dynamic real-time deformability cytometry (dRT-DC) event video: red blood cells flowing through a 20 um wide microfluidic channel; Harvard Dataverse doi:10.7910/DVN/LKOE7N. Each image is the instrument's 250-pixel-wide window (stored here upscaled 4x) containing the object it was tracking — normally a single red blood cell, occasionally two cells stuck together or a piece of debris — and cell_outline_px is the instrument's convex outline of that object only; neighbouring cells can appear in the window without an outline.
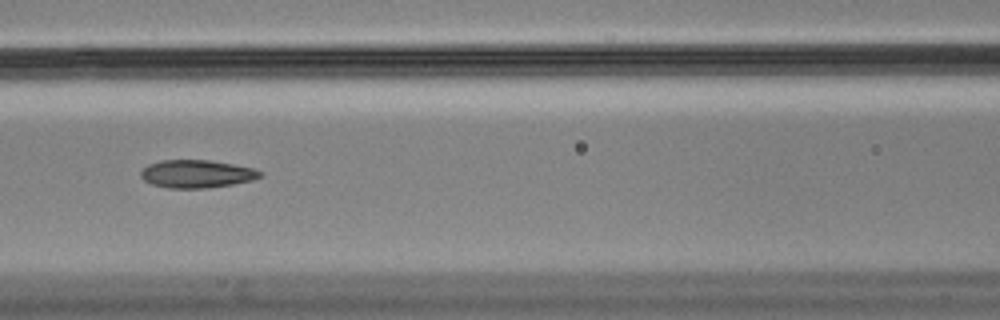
{"species": "Egyptian fruit bat (a non-hibernating species)", "species_latin": "Rousettus aegyptiacus", "temperature_condition": "cold", "stored_images_in_passage": 9, "camera_frame_rate_fps": 3000, "um_per_image_px": 0.085, "animal": {"sex": "male"}, "frame": {"image": 1, "passage_image": 7, "time_ms": 2.0, "image_size_px": [1000, 320], "cell_outline_px": [[260, 176], [252, 180], [232, 184], [204, 188], [168, 188], [152, 184], [144, 180], [140, 176], [140, 172], [148, 164], [160, 160], [208, 160], [232, 164], [252, 168], [260, 172]], "centroid_in_image_um": [16.65, 14.78], "position_along_channel_um": 149.9, "area_um2": 19.13}}
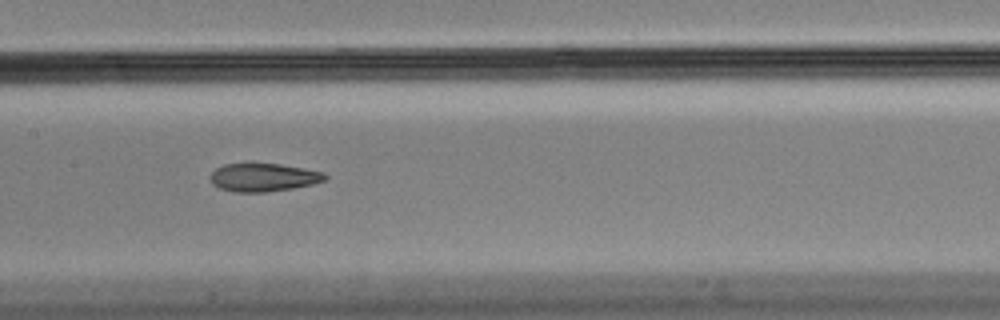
{"frame": {"image": 2, "passage_image": 8, "time_ms": 2.333, "image_size_px": [1000, 320], "cell_outline_px": [[328, 180], [312, 184], [292, 188], [264, 192], [232, 192], [220, 188], [212, 184], [208, 176], [216, 168], [224, 164], [248, 160], [252, 160], [280, 164], [304, 168], [324, 172], [328, 176]], "centroid_in_image_um": [22.35, 15.02], "position_along_channel_um": 185.1, "area_um2": 19.77}}
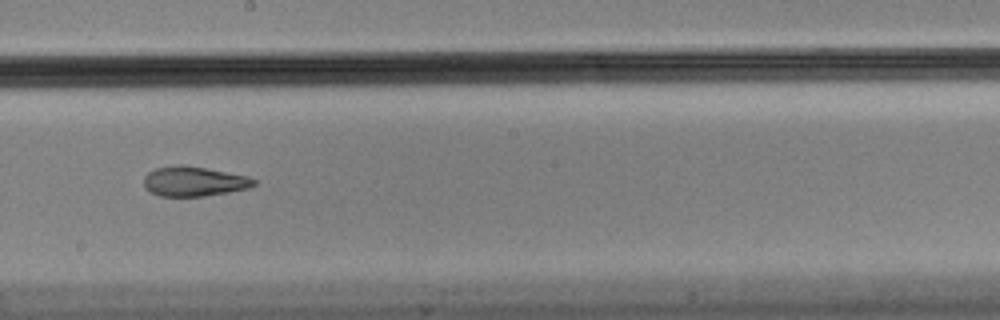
{"frame": {"image": 3, "passage_image": 9, "time_ms": 2.667, "image_size_px": [1000, 320], "cell_outline_px": [[256, 184], [248, 188], [228, 192], [204, 196], [160, 196], [152, 192], [144, 184], [144, 176], [148, 172], [156, 168], [180, 164], [184, 164], [248, 176], [256, 180]], "centroid_in_image_um": [16.49, 15.41], "position_along_channel_um": 231.7, "area_um2": 18.96}}